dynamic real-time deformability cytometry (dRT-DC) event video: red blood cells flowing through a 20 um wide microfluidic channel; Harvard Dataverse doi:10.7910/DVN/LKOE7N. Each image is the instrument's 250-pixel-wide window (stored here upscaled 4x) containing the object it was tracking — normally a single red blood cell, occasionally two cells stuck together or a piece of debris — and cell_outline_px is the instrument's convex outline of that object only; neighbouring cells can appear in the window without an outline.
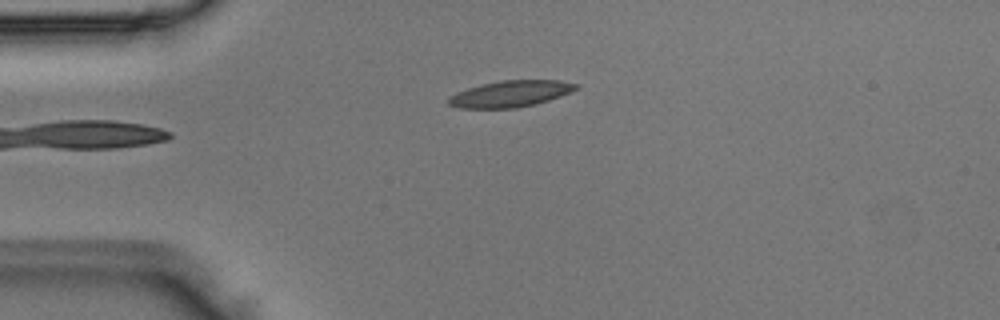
{"species": "Egyptian fruit bat (a non-hibernating species)", "species_latin": "Rousettus aegyptiacus", "temperature_condition": "room temperature", "stored_images_in_passage": 3, "camera_frame_rate_fps": 3000, "um_per_image_px": 0.085, "animal": {"sex": "male"}, "frame": {"image": 1, "passage_image": 1, "time_ms": 0.0, "image_size_px": [1000, 320], "cell_outline_px": [[580, 84], [576, 88], [560, 96], [536, 104], [516, 108], [460, 108], [448, 104], [448, 100], [456, 92], [480, 84], [504, 80], [560, 80]], "centroid_in_image_um": [43.39, 7.97], "position_along_channel_um": 41.6, "area_um2": 19.42}}
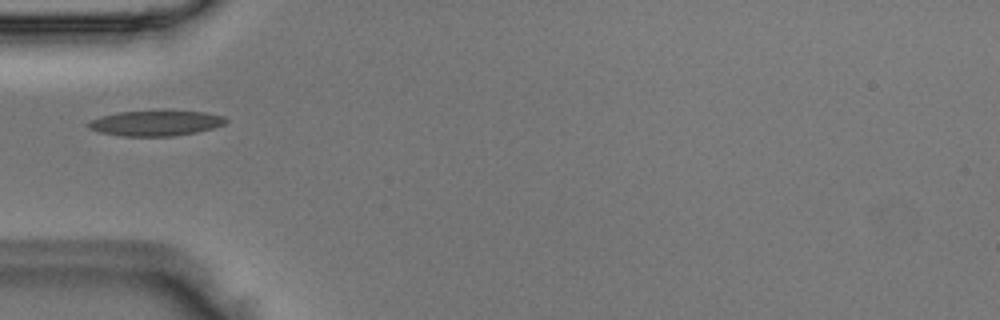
{"frame": {"image": 2, "passage_image": 2, "time_ms": 0.333, "image_size_px": [1000, 320], "cell_outline_px": [[228, 120], [224, 124], [212, 128], [196, 132], [176, 136], [120, 136], [100, 132], [88, 128], [84, 124], [88, 120], [100, 116], [120, 112], [160, 108], [164, 108], [204, 112], [224, 116]], "centroid_in_image_um": [13.2, 10.42], "position_along_channel_um": 71.8, "area_um2": 21.33}}
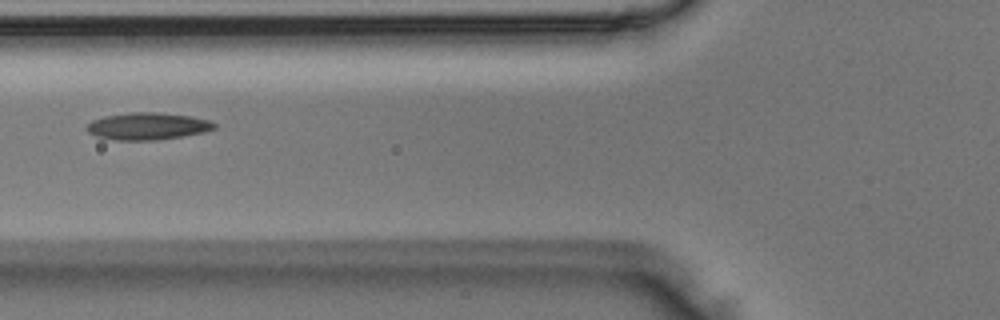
{"frame": {"image": 3, "passage_image": 3, "time_ms": 0.667, "image_size_px": [1000, 320], "cell_outline_px": [[216, 128], [204, 132], [156, 140], [116, 140], [96, 136], [88, 132], [88, 124], [92, 120], [104, 116], [128, 112], [156, 112], [192, 116], [208, 120], [216, 124]], "centroid_in_image_um": [12.55, 10.71], "position_along_channel_um": 113.3, "area_um2": 20.06}}